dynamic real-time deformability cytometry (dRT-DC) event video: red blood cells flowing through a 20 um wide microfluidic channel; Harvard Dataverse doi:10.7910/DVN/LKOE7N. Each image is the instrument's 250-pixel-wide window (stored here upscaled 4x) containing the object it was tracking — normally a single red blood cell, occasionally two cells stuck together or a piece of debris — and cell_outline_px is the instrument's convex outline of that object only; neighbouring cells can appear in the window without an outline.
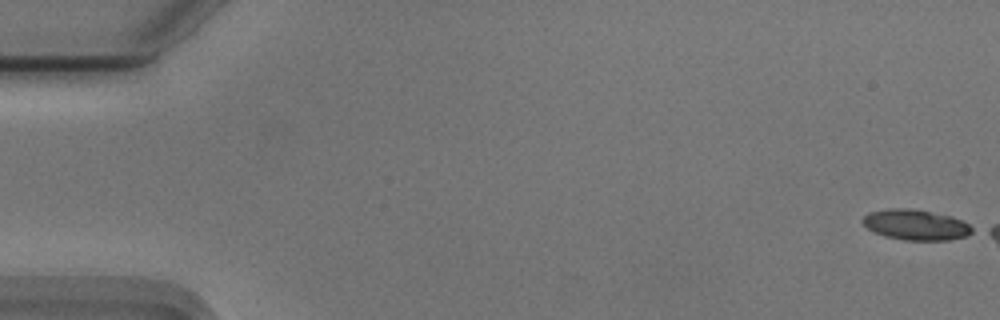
{"species": "Egyptian fruit bat (a non-hibernating species)", "species_latin": "Rousettus aegyptiacus", "temperature_condition": "cold", "stored_images_in_passage": 7, "camera_frame_rate_fps": 3000, "um_per_image_px": 0.085, "animal": {"sex": "male"}, "frame": {"image": 1, "passage_image": 1, "time_ms": 0.0, "image_size_px": [1000, 320], "cell_outline_px": [[976, 232], [968, 236], [948, 240], [904, 240], [884, 236], [872, 232], [860, 220], [868, 212], [888, 208], [908, 208], [952, 216], [976, 228]], "centroid_in_image_um": [77.85, 19.11], "position_along_channel_um": 7.1, "area_um2": 19.71}}